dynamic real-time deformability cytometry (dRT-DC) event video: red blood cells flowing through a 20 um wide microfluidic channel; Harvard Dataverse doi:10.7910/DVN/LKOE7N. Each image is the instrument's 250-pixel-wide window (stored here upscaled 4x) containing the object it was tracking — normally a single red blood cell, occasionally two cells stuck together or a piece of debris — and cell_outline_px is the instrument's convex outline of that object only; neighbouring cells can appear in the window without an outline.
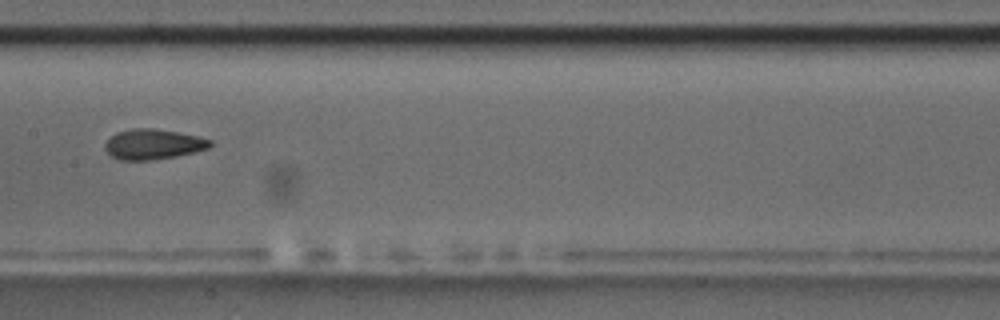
{"species": "common noctule bat (a hibernating species)", "species_latin": "Nyctalus noctula", "temperature_condition": "room temperature", "stored_images_in_passage": 5, "camera_frame_rate_fps": 3000, "um_per_image_px": 0.085, "animal": {"sex": "male", "body_mass_g": 17.5, "forearm_length_mm": 52.3}, "frame": {"image": 1, "passage_image": 5, "time_ms": 4.667, "image_size_px": [1000, 320], "cell_outline_px": [[212, 144], [208, 148], [176, 156], [148, 160], [120, 160], [112, 156], [104, 148], [104, 144], [116, 132], [132, 128], [152, 128], [200, 136], [212, 140]], "centroid_in_image_um": [13.01, 12.25], "position_along_channel_um": 194.4, "area_um2": 18.38}}